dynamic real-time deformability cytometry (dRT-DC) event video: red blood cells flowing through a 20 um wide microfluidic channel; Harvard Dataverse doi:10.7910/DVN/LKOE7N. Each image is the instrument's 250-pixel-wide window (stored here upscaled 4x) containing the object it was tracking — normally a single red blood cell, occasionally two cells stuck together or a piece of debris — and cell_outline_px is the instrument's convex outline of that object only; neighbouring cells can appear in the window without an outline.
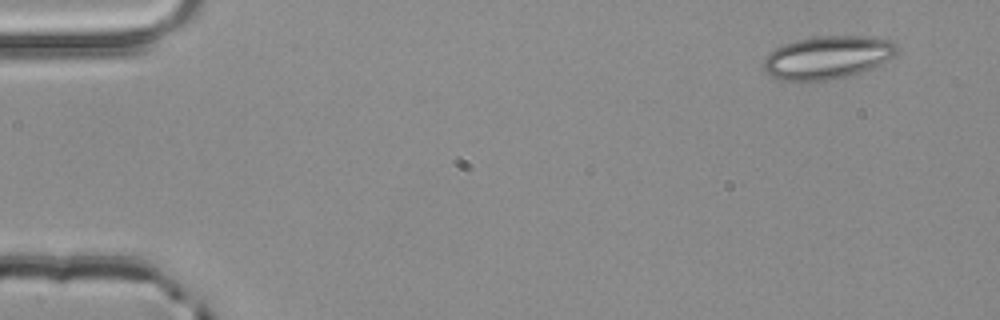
{"species": "common noctule bat (a hibernating species)", "species_latin": "Nyctalus noctula", "temperature_condition": "room temperature", "stored_images_in_passage": 3, "camera_frame_rate_fps": 3000, "um_per_image_px": 0.085, "animal": {"sex": "male", "body_mass_g": 20.4}, "frame": {"image": 1, "passage_image": 1, "time_ms": 0.0, "image_size_px": [1000, 320], "cell_outline_px": [[900, 48], [892, 56], [872, 68], [852, 76], [812, 84], [804, 84], [784, 80], [772, 76], [764, 72], [764, 60], [768, 52], [784, 44], [796, 40], [816, 36], [864, 36], [892, 40]], "centroid_in_image_um": [70.3, 4.92], "position_along_channel_um": 14.7, "area_um2": 34.22}}